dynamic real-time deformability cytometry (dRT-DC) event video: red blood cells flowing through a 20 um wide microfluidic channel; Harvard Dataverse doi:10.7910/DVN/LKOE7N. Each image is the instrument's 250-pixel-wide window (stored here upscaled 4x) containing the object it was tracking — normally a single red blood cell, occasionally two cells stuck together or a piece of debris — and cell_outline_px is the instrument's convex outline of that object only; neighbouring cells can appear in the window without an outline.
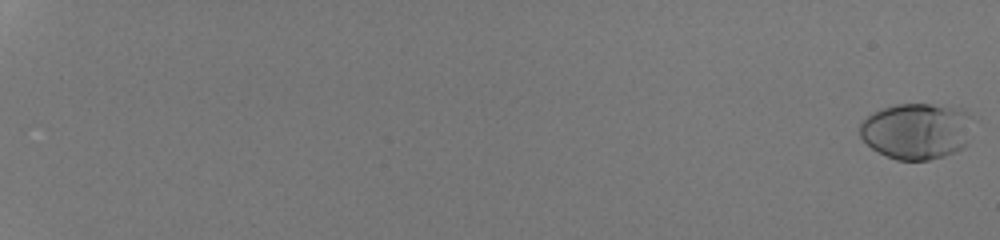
{"species": "human", "species_latin": "Homo sapiens", "temperature_condition": "room temperature", "stored_images_in_passage": 54, "camera_frame_rate_fps": 3000, "um_per_image_px": 0.085, "donor": {"sex": "male"}, "frame": {"image": 1, "passage_image": 1, "time_ms": 0.0, "image_size_px": [1000, 240], "cell_outline_px": [[980, 120], [968, 144], [964, 148], [956, 152], [944, 156], [928, 160], [896, 160], [872, 148], [860, 136], [860, 124], [872, 112], [880, 108], [896, 104], [928, 104], [964, 108]], "centroid_in_image_um": [78.07, 11.12], "position_along_channel_um": 6.9, "area_um2": 38.32}}
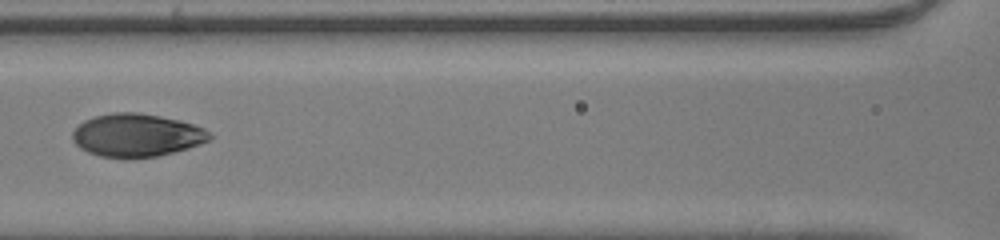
{"frame": {"image": 2, "passage_image": 31, "time_ms": 10.0, "image_size_px": [1000, 240], "cell_outline_px": [[216, 136], [200, 144], [188, 148], [156, 156], [132, 160], [128, 160], [100, 156], [88, 152], [80, 148], [72, 140], [72, 132], [84, 120], [96, 116], [116, 112], [140, 112], [180, 120], [204, 128]], "centroid_in_image_um": [11.62, 11.51], "position_along_channel_um": 155.0, "area_um2": 34.8}}
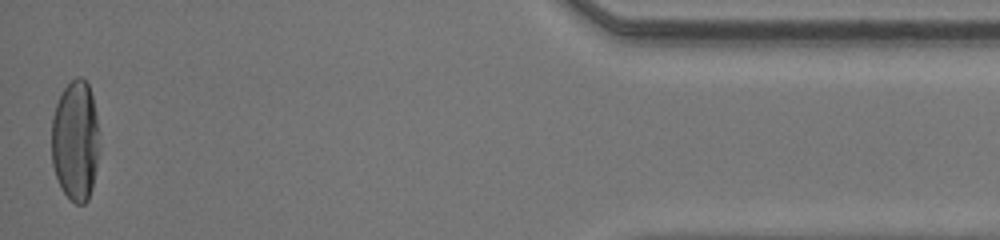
{"frame": {"image": 3, "passage_image": 54, "time_ms": 17.667, "image_size_px": [1000, 240], "cell_outline_px": [[100, 144], [96, 168], [92, 188], [88, 200], [84, 204], [76, 204], [60, 188], [52, 164], [52, 116], [56, 104], [64, 88], [76, 76], [80, 76], [88, 84], [92, 96], [96, 112], [100, 132]], "centroid_in_image_um": [6.43, 11.96], "position_along_channel_um": 428.8, "area_um2": 33.93}, "authors_computed_cell_mechanics": {"area_um2": 34.3332, "velocity_mm_per_s": 4.3142, "shape_relaxation_time_tau1_ms": 3.1378, "shape_relaxation_time_tau2_ms": null, "deformation_change_tau1": 0.1958, "deformation_change_tau2": null}}